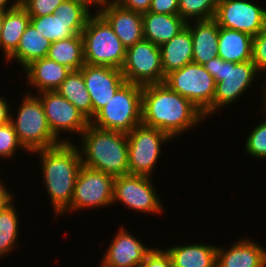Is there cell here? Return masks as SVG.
<instances>
[{
    "label": "cell",
    "instance_id": "obj_23",
    "mask_svg": "<svg viewBox=\"0 0 266 267\" xmlns=\"http://www.w3.org/2000/svg\"><path fill=\"white\" fill-rule=\"evenodd\" d=\"M144 40L161 46L170 41L183 28L187 22L179 14H157L145 12L142 14Z\"/></svg>",
    "mask_w": 266,
    "mask_h": 267
},
{
    "label": "cell",
    "instance_id": "obj_34",
    "mask_svg": "<svg viewBox=\"0 0 266 267\" xmlns=\"http://www.w3.org/2000/svg\"><path fill=\"white\" fill-rule=\"evenodd\" d=\"M93 12L82 0H64L54 14L64 19H88Z\"/></svg>",
    "mask_w": 266,
    "mask_h": 267
},
{
    "label": "cell",
    "instance_id": "obj_26",
    "mask_svg": "<svg viewBox=\"0 0 266 267\" xmlns=\"http://www.w3.org/2000/svg\"><path fill=\"white\" fill-rule=\"evenodd\" d=\"M29 13L21 6L4 11L0 50L4 55V62L16 51L22 34L30 23Z\"/></svg>",
    "mask_w": 266,
    "mask_h": 267
},
{
    "label": "cell",
    "instance_id": "obj_25",
    "mask_svg": "<svg viewBox=\"0 0 266 267\" xmlns=\"http://www.w3.org/2000/svg\"><path fill=\"white\" fill-rule=\"evenodd\" d=\"M253 37L238 30L219 27L218 56L224 61L242 63L252 60Z\"/></svg>",
    "mask_w": 266,
    "mask_h": 267
},
{
    "label": "cell",
    "instance_id": "obj_3",
    "mask_svg": "<svg viewBox=\"0 0 266 267\" xmlns=\"http://www.w3.org/2000/svg\"><path fill=\"white\" fill-rule=\"evenodd\" d=\"M79 141L77 147L83 166L113 177L129 174L126 134L103 130L89 124L80 135Z\"/></svg>",
    "mask_w": 266,
    "mask_h": 267
},
{
    "label": "cell",
    "instance_id": "obj_29",
    "mask_svg": "<svg viewBox=\"0 0 266 267\" xmlns=\"http://www.w3.org/2000/svg\"><path fill=\"white\" fill-rule=\"evenodd\" d=\"M56 91L91 121L92 102L80 69L71 70Z\"/></svg>",
    "mask_w": 266,
    "mask_h": 267
},
{
    "label": "cell",
    "instance_id": "obj_44",
    "mask_svg": "<svg viewBox=\"0 0 266 267\" xmlns=\"http://www.w3.org/2000/svg\"><path fill=\"white\" fill-rule=\"evenodd\" d=\"M262 83H264V84H262L263 85L261 87L262 90H260L262 92V94L260 96V98H261L260 102H262V104H263L261 107H263L266 110V79Z\"/></svg>",
    "mask_w": 266,
    "mask_h": 267
},
{
    "label": "cell",
    "instance_id": "obj_14",
    "mask_svg": "<svg viewBox=\"0 0 266 267\" xmlns=\"http://www.w3.org/2000/svg\"><path fill=\"white\" fill-rule=\"evenodd\" d=\"M214 19L219 27L255 37L266 27V7L257 0H218Z\"/></svg>",
    "mask_w": 266,
    "mask_h": 267
},
{
    "label": "cell",
    "instance_id": "obj_27",
    "mask_svg": "<svg viewBox=\"0 0 266 267\" xmlns=\"http://www.w3.org/2000/svg\"><path fill=\"white\" fill-rule=\"evenodd\" d=\"M51 41L40 34L35 27L29 23L21 36L16 51L6 60V64L17 62L24 69L31 62L47 56Z\"/></svg>",
    "mask_w": 266,
    "mask_h": 267
},
{
    "label": "cell",
    "instance_id": "obj_19",
    "mask_svg": "<svg viewBox=\"0 0 266 267\" xmlns=\"http://www.w3.org/2000/svg\"><path fill=\"white\" fill-rule=\"evenodd\" d=\"M23 71H25L27 79L26 87H32L31 91H27V93L32 94V90H36L38 93L56 91L71 70L54 60L44 57L31 62Z\"/></svg>",
    "mask_w": 266,
    "mask_h": 267
},
{
    "label": "cell",
    "instance_id": "obj_40",
    "mask_svg": "<svg viewBox=\"0 0 266 267\" xmlns=\"http://www.w3.org/2000/svg\"><path fill=\"white\" fill-rule=\"evenodd\" d=\"M3 95L0 96V125L6 124L10 121V107L11 104L8 101V98Z\"/></svg>",
    "mask_w": 266,
    "mask_h": 267
},
{
    "label": "cell",
    "instance_id": "obj_42",
    "mask_svg": "<svg viewBox=\"0 0 266 267\" xmlns=\"http://www.w3.org/2000/svg\"><path fill=\"white\" fill-rule=\"evenodd\" d=\"M3 181L5 180H3V178L1 179L0 177V204L12 194V190H9Z\"/></svg>",
    "mask_w": 266,
    "mask_h": 267
},
{
    "label": "cell",
    "instance_id": "obj_9",
    "mask_svg": "<svg viewBox=\"0 0 266 267\" xmlns=\"http://www.w3.org/2000/svg\"><path fill=\"white\" fill-rule=\"evenodd\" d=\"M152 177L126 174L114 177L113 204L120 203L130 209L143 214L161 216L164 212V202L153 184Z\"/></svg>",
    "mask_w": 266,
    "mask_h": 267
},
{
    "label": "cell",
    "instance_id": "obj_39",
    "mask_svg": "<svg viewBox=\"0 0 266 267\" xmlns=\"http://www.w3.org/2000/svg\"><path fill=\"white\" fill-rule=\"evenodd\" d=\"M152 0H113L117 5L134 12L145 13L149 11Z\"/></svg>",
    "mask_w": 266,
    "mask_h": 267
},
{
    "label": "cell",
    "instance_id": "obj_1",
    "mask_svg": "<svg viewBox=\"0 0 266 267\" xmlns=\"http://www.w3.org/2000/svg\"><path fill=\"white\" fill-rule=\"evenodd\" d=\"M205 121L198 107L165 83L143 86L142 124L158 128L174 139Z\"/></svg>",
    "mask_w": 266,
    "mask_h": 267
},
{
    "label": "cell",
    "instance_id": "obj_41",
    "mask_svg": "<svg viewBox=\"0 0 266 267\" xmlns=\"http://www.w3.org/2000/svg\"><path fill=\"white\" fill-rule=\"evenodd\" d=\"M20 5L19 0H0V11H8Z\"/></svg>",
    "mask_w": 266,
    "mask_h": 267
},
{
    "label": "cell",
    "instance_id": "obj_8",
    "mask_svg": "<svg viewBox=\"0 0 266 267\" xmlns=\"http://www.w3.org/2000/svg\"><path fill=\"white\" fill-rule=\"evenodd\" d=\"M126 136L129 174L152 177L160 160L161 148L173 139L166 132L142 123Z\"/></svg>",
    "mask_w": 266,
    "mask_h": 267
},
{
    "label": "cell",
    "instance_id": "obj_6",
    "mask_svg": "<svg viewBox=\"0 0 266 267\" xmlns=\"http://www.w3.org/2000/svg\"><path fill=\"white\" fill-rule=\"evenodd\" d=\"M81 36L85 64L122 68L126 47L108 22L96 10L87 19Z\"/></svg>",
    "mask_w": 266,
    "mask_h": 267
},
{
    "label": "cell",
    "instance_id": "obj_33",
    "mask_svg": "<svg viewBox=\"0 0 266 267\" xmlns=\"http://www.w3.org/2000/svg\"><path fill=\"white\" fill-rule=\"evenodd\" d=\"M20 149V150H19ZM24 150L29 153L18 140L17 133L12 123L9 121L6 124L0 125V159L7 160L13 158L17 152Z\"/></svg>",
    "mask_w": 266,
    "mask_h": 267
},
{
    "label": "cell",
    "instance_id": "obj_28",
    "mask_svg": "<svg viewBox=\"0 0 266 267\" xmlns=\"http://www.w3.org/2000/svg\"><path fill=\"white\" fill-rule=\"evenodd\" d=\"M14 193L0 204V259L14 253L18 249L20 236V222L17 207L14 204ZM18 244V245H17ZM18 246V247H17Z\"/></svg>",
    "mask_w": 266,
    "mask_h": 267
},
{
    "label": "cell",
    "instance_id": "obj_15",
    "mask_svg": "<svg viewBox=\"0 0 266 267\" xmlns=\"http://www.w3.org/2000/svg\"><path fill=\"white\" fill-rule=\"evenodd\" d=\"M110 242L101 257L100 267H138L153 249L128 232L125 224H121Z\"/></svg>",
    "mask_w": 266,
    "mask_h": 267
},
{
    "label": "cell",
    "instance_id": "obj_35",
    "mask_svg": "<svg viewBox=\"0 0 266 267\" xmlns=\"http://www.w3.org/2000/svg\"><path fill=\"white\" fill-rule=\"evenodd\" d=\"M64 0H21L20 5L30 16H44L54 14L56 8Z\"/></svg>",
    "mask_w": 266,
    "mask_h": 267
},
{
    "label": "cell",
    "instance_id": "obj_4",
    "mask_svg": "<svg viewBox=\"0 0 266 267\" xmlns=\"http://www.w3.org/2000/svg\"><path fill=\"white\" fill-rule=\"evenodd\" d=\"M203 66L216 83L213 103L203 113L206 119L220 112L218 110H223L224 107L238 102L239 98L245 96L246 91L252 88L253 83L259 80L258 77H261L258 76L261 73L252 60L233 63L217 56Z\"/></svg>",
    "mask_w": 266,
    "mask_h": 267
},
{
    "label": "cell",
    "instance_id": "obj_18",
    "mask_svg": "<svg viewBox=\"0 0 266 267\" xmlns=\"http://www.w3.org/2000/svg\"><path fill=\"white\" fill-rule=\"evenodd\" d=\"M230 248L217 245L216 267H266V248L248 237L235 239Z\"/></svg>",
    "mask_w": 266,
    "mask_h": 267
},
{
    "label": "cell",
    "instance_id": "obj_43",
    "mask_svg": "<svg viewBox=\"0 0 266 267\" xmlns=\"http://www.w3.org/2000/svg\"><path fill=\"white\" fill-rule=\"evenodd\" d=\"M84 1L91 9L93 8H101L102 6L106 5L109 2H112L113 0H82ZM97 6V7H96Z\"/></svg>",
    "mask_w": 266,
    "mask_h": 267
},
{
    "label": "cell",
    "instance_id": "obj_2",
    "mask_svg": "<svg viewBox=\"0 0 266 267\" xmlns=\"http://www.w3.org/2000/svg\"><path fill=\"white\" fill-rule=\"evenodd\" d=\"M33 154L39 156L42 185L48 193L54 216L63 217L71 206L75 182L83 166L77 143L61 142L51 148L34 151L31 156Z\"/></svg>",
    "mask_w": 266,
    "mask_h": 267
},
{
    "label": "cell",
    "instance_id": "obj_36",
    "mask_svg": "<svg viewBox=\"0 0 266 267\" xmlns=\"http://www.w3.org/2000/svg\"><path fill=\"white\" fill-rule=\"evenodd\" d=\"M252 62L261 74L266 73V27L253 37Z\"/></svg>",
    "mask_w": 266,
    "mask_h": 267
},
{
    "label": "cell",
    "instance_id": "obj_11",
    "mask_svg": "<svg viewBox=\"0 0 266 267\" xmlns=\"http://www.w3.org/2000/svg\"><path fill=\"white\" fill-rule=\"evenodd\" d=\"M163 83L190 100L203 113L213 103L216 83L203 65L187 64L167 74Z\"/></svg>",
    "mask_w": 266,
    "mask_h": 267
},
{
    "label": "cell",
    "instance_id": "obj_5",
    "mask_svg": "<svg viewBox=\"0 0 266 267\" xmlns=\"http://www.w3.org/2000/svg\"><path fill=\"white\" fill-rule=\"evenodd\" d=\"M142 90L141 85L125 82L90 124L103 130L130 133L142 123Z\"/></svg>",
    "mask_w": 266,
    "mask_h": 267
},
{
    "label": "cell",
    "instance_id": "obj_24",
    "mask_svg": "<svg viewBox=\"0 0 266 267\" xmlns=\"http://www.w3.org/2000/svg\"><path fill=\"white\" fill-rule=\"evenodd\" d=\"M30 23L51 42L82 34L87 19H64L55 14L30 16Z\"/></svg>",
    "mask_w": 266,
    "mask_h": 267
},
{
    "label": "cell",
    "instance_id": "obj_21",
    "mask_svg": "<svg viewBox=\"0 0 266 267\" xmlns=\"http://www.w3.org/2000/svg\"><path fill=\"white\" fill-rule=\"evenodd\" d=\"M177 244L165 248L173 267H216V245L194 242L193 244Z\"/></svg>",
    "mask_w": 266,
    "mask_h": 267
},
{
    "label": "cell",
    "instance_id": "obj_12",
    "mask_svg": "<svg viewBox=\"0 0 266 267\" xmlns=\"http://www.w3.org/2000/svg\"><path fill=\"white\" fill-rule=\"evenodd\" d=\"M34 94L40 98L48 126L60 142H74L75 140H70V136L64 137L61 133L80 136L90 124V121L57 91Z\"/></svg>",
    "mask_w": 266,
    "mask_h": 267
},
{
    "label": "cell",
    "instance_id": "obj_10",
    "mask_svg": "<svg viewBox=\"0 0 266 267\" xmlns=\"http://www.w3.org/2000/svg\"><path fill=\"white\" fill-rule=\"evenodd\" d=\"M113 189V176L82 166L75 182L71 206L65 214L68 216L85 209L92 211L95 208H108L113 204Z\"/></svg>",
    "mask_w": 266,
    "mask_h": 267
},
{
    "label": "cell",
    "instance_id": "obj_38",
    "mask_svg": "<svg viewBox=\"0 0 266 267\" xmlns=\"http://www.w3.org/2000/svg\"><path fill=\"white\" fill-rule=\"evenodd\" d=\"M149 11L157 14L177 15L179 0H152Z\"/></svg>",
    "mask_w": 266,
    "mask_h": 267
},
{
    "label": "cell",
    "instance_id": "obj_45",
    "mask_svg": "<svg viewBox=\"0 0 266 267\" xmlns=\"http://www.w3.org/2000/svg\"><path fill=\"white\" fill-rule=\"evenodd\" d=\"M3 16H4V12L0 11V37H1V30H2Z\"/></svg>",
    "mask_w": 266,
    "mask_h": 267
},
{
    "label": "cell",
    "instance_id": "obj_32",
    "mask_svg": "<svg viewBox=\"0 0 266 267\" xmlns=\"http://www.w3.org/2000/svg\"><path fill=\"white\" fill-rule=\"evenodd\" d=\"M263 120L252 127V131L246 136L244 150L250 157L256 159H266V110L262 107Z\"/></svg>",
    "mask_w": 266,
    "mask_h": 267
},
{
    "label": "cell",
    "instance_id": "obj_13",
    "mask_svg": "<svg viewBox=\"0 0 266 267\" xmlns=\"http://www.w3.org/2000/svg\"><path fill=\"white\" fill-rule=\"evenodd\" d=\"M121 72L126 82L133 84L145 86L163 83L165 75L159 46L143 39L126 48Z\"/></svg>",
    "mask_w": 266,
    "mask_h": 267
},
{
    "label": "cell",
    "instance_id": "obj_30",
    "mask_svg": "<svg viewBox=\"0 0 266 267\" xmlns=\"http://www.w3.org/2000/svg\"><path fill=\"white\" fill-rule=\"evenodd\" d=\"M46 57L70 70H79L85 64L81 34L52 42Z\"/></svg>",
    "mask_w": 266,
    "mask_h": 267
},
{
    "label": "cell",
    "instance_id": "obj_16",
    "mask_svg": "<svg viewBox=\"0 0 266 267\" xmlns=\"http://www.w3.org/2000/svg\"><path fill=\"white\" fill-rule=\"evenodd\" d=\"M92 102V118L107 105L117 90L126 82L121 69L84 64L80 68Z\"/></svg>",
    "mask_w": 266,
    "mask_h": 267
},
{
    "label": "cell",
    "instance_id": "obj_7",
    "mask_svg": "<svg viewBox=\"0 0 266 267\" xmlns=\"http://www.w3.org/2000/svg\"><path fill=\"white\" fill-rule=\"evenodd\" d=\"M24 95L16 109L17 114L10 109V122L15 128L21 145L29 153H32L60 144L61 142L53 135L48 126L40 98L36 94L26 91Z\"/></svg>",
    "mask_w": 266,
    "mask_h": 267
},
{
    "label": "cell",
    "instance_id": "obj_31",
    "mask_svg": "<svg viewBox=\"0 0 266 267\" xmlns=\"http://www.w3.org/2000/svg\"><path fill=\"white\" fill-rule=\"evenodd\" d=\"M218 0H179V15L186 22L215 17Z\"/></svg>",
    "mask_w": 266,
    "mask_h": 267
},
{
    "label": "cell",
    "instance_id": "obj_37",
    "mask_svg": "<svg viewBox=\"0 0 266 267\" xmlns=\"http://www.w3.org/2000/svg\"><path fill=\"white\" fill-rule=\"evenodd\" d=\"M154 247L138 267H173L171 258L166 250Z\"/></svg>",
    "mask_w": 266,
    "mask_h": 267
},
{
    "label": "cell",
    "instance_id": "obj_17",
    "mask_svg": "<svg viewBox=\"0 0 266 267\" xmlns=\"http://www.w3.org/2000/svg\"><path fill=\"white\" fill-rule=\"evenodd\" d=\"M96 11L108 22L126 48L144 39L142 13L125 9L113 1Z\"/></svg>",
    "mask_w": 266,
    "mask_h": 267
},
{
    "label": "cell",
    "instance_id": "obj_22",
    "mask_svg": "<svg viewBox=\"0 0 266 267\" xmlns=\"http://www.w3.org/2000/svg\"><path fill=\"white\" fill-rule=\"evenodd\" d=\"M159 48L165 76L193 62V39L187 26Z\"/></svg>",
    "mask_w": 266,
    "mask_h": 267
},
{
    "label": "cell",
    "instance_id": "obj_20",
    "mask_svg": "<svg viewBox=\"0 0 266 267\" xmlns=\"http://www.w3.org/2000/svg\"><path fill=\"white\" fill-rule=\"evenodd\" d=\"M186 26L193 39V63L204 65L218 56L219 26L214 18L188 21Z\"/></svg>",
    "mask_w": 266,
    "mask_h": 267
}]
</instances>
